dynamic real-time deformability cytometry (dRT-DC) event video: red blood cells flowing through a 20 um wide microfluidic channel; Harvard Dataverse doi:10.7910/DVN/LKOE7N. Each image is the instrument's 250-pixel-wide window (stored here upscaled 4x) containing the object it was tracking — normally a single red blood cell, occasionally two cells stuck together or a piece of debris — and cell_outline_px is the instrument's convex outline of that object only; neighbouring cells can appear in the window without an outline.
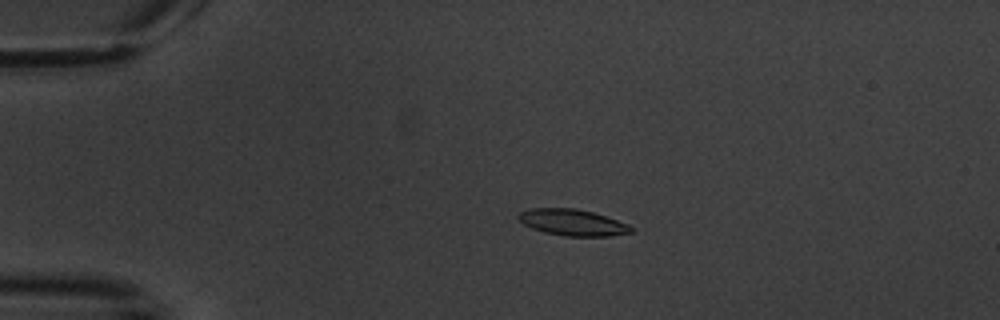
{"species": "common noctule bat (a hibernating species)", "species_latin": "Nyctalus noctula", "temperature_condition": "warm", "stored_images_in_passage": 9, "camera_frame_rate_fps": 3000, "um_per_image_px": 0.085, "animal": {"sex": "male", "body_mass_g": 20.1, "forearm_length_mm": 53.5}, "frame": {"image": 1, "passage_image": 3, "time_ms": 3.333, "image_size_px": [1000, 320], "cell_outline_px": [[636, 228], [632, 232], [608, 236], [564, 236], [544, 232], [532, 228], [524, 224], [516, 216], [520, 212], [532, 208], [576, 208], [592, 212], [628, 224]], "centroid_in_image_um": [48.67, 18.91], "position_along_channel_um": 36.3, "area_um2": 17.22}}
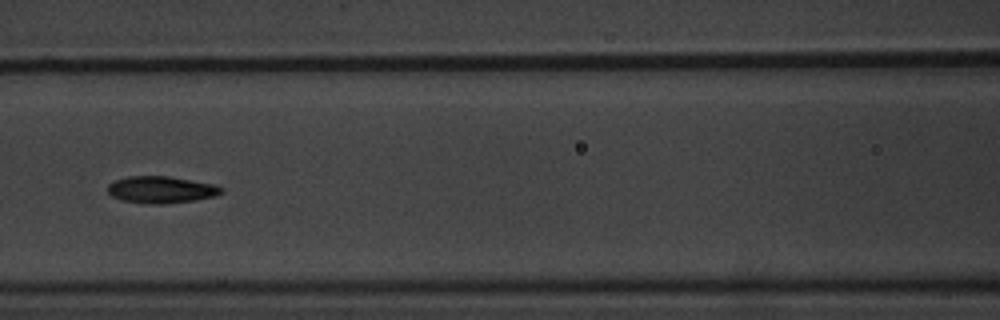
{"frame": {"image": 2, "passage_image": 7, "time_ms": 8.0, "image_size_px": [1000, 320], "cell_outline_px": [[224, 192], [216, 196], [196, 200], [164, 204], [144, 204], [124, 200], [112, 196], [108, 192], [108, 184], [116, 180], [128, 176], [168, 176], [212, 184], [224, 188]], "centroid_in_image_um": [13.72, 16.13], "position_along_channel_um": 152.9, "area_um2": 17.8}}
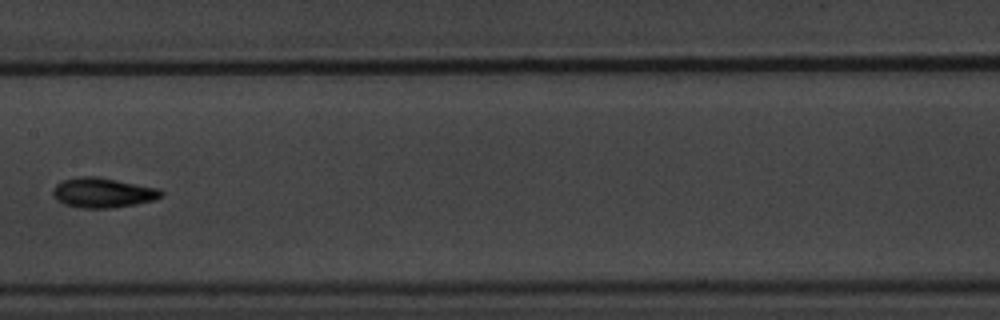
{"frame": {"image": 3, "passage_image": 8, "time_ms": 9.333, "image_size_px": [1000, 320], "cell_outline_px": [[164, 192], [160, 196], [152, 200], [136, 204], [112, 208], [80, 208], [64, 204], [56, 200], [52, 196], [52, 188], [56, 184], [64, 180], [84, 176], [96, 176], [160, 188]], "centroid_in_image_um": [8.71, 16.38], "position_along_channel_um": 198.7, "area_um2": 18.9}}